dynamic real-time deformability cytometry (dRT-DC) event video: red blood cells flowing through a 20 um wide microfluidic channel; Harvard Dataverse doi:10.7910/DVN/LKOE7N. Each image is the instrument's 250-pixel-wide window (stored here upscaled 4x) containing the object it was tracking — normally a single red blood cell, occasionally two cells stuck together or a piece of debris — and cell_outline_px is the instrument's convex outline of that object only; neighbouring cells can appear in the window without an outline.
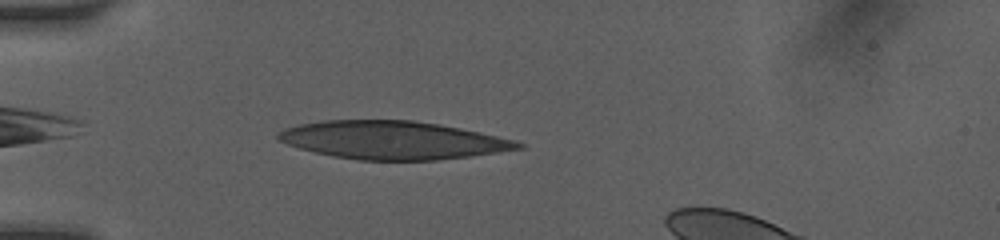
{"species": "human", "species_latin": "Homo sapiens", "temperature_condition": "room temperature", "stored_images_in_passage": 2, "camera_frame_rate_fps": 3000, "um_per_image_px": 0.085, "donor": {"sex": "female"}, "frame": {"image": 1, "passage_image": 1, "time_ms": 0.0, "image_size_px": [1000, 240], "cell_outline_px": [[524, 148], [500, 152], [436, 160], [360, 160], [332, 156], [300, 148], [276, 140], [276, 132], [284, 128], [300, 124], [320, 120], [412, 120], [440, 124], [480, 132], [516, 140], [524, 144]], "centroid_in_image_um": [33.37, 11.9], "position_along_channel_um": 51.6, "area_um2": 53.35}}